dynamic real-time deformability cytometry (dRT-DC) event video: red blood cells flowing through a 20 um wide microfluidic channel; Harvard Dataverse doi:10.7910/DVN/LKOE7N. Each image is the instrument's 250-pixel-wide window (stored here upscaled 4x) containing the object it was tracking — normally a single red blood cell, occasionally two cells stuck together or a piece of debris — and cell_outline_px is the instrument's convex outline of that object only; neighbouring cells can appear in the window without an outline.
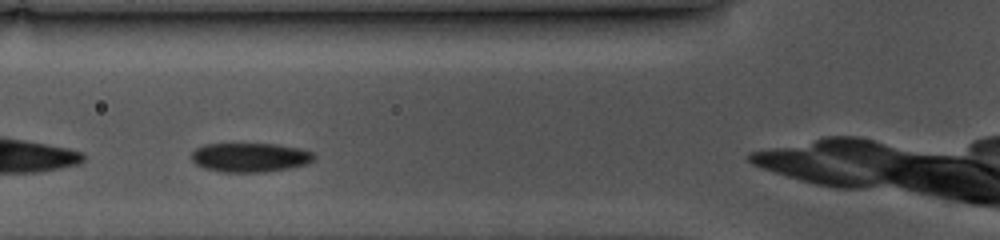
{"species": "common noctule bat (a hibernating species)", "species_latin": "Nyctalus noctula", "temperature_condition": "cold", "stored_images_in_passage": 30, "camera_frame_rate_fps": 3000, "um_per_image_px": 0.085, "animal": {"sex": "female", "body_mass_g": 10.0, "forearm_length_mm": 53.1}, "frame": {"image": 1, "passage_image": 5, "time_ms": 1.333, "image_size_px": [1000, 240], "cell_outline_px": [[316, 156], [308, 164], [288, 168], [264, 172], [224, 172], [204, 168], [196, 164], [192, 160], [192, 152], [196, 148], [204, 144], [276, 144], [300, 148], [312, 152]], "centroid_in_image_um": [21.26, 13.38], "position_along_channel_um": 104.5, "area_um2": 20.81}}
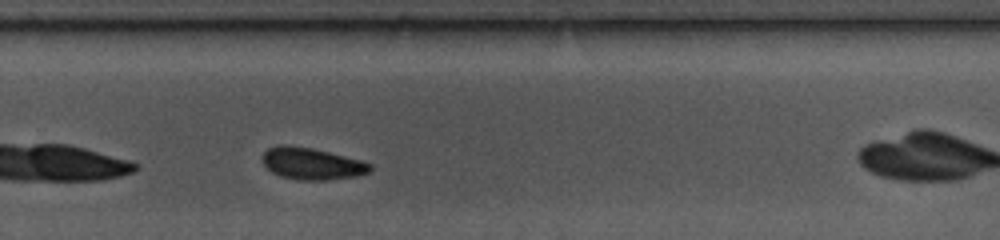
{"frame": {"image": 2, "passage_image": 22, "time_ms": 7.0, "image_size_px": [1000, 240], "cell_outline_px": [[372, 168], [368, 172], [356, 176], [324, 180], [300, 180], [280, 176], [272, 172], [264, 164], [260, 156], [268, 148], [280, 144], [288, 144], [312, 148], [360, 160], [372, 164]], "centroid_in_image_um": [26.46, 13.9], "position_along_channel_um": 303.3, "area_um2": 19.94}}